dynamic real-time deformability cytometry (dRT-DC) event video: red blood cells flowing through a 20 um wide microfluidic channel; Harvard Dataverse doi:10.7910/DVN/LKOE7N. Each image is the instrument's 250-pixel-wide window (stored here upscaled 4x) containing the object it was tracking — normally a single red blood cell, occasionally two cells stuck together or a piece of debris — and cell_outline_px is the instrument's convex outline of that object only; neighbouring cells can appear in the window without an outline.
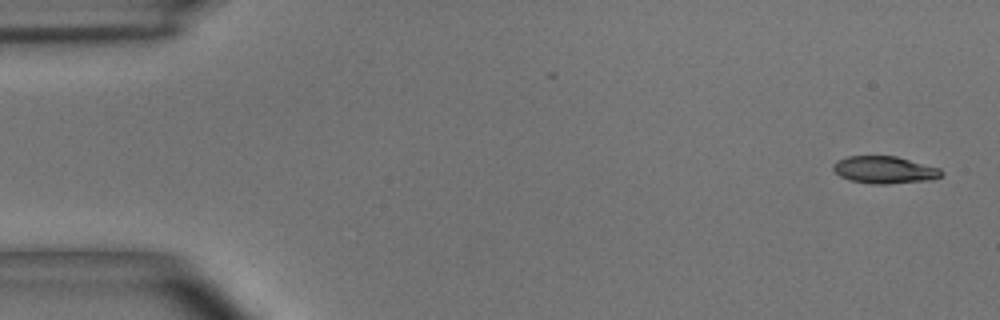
{"species": "common noctule bat (a hibernating species)", "species_latin": "Nyctalus noctula", "temperature_condition": "room temperature", "stored_images_in_passage": 53, "camera_frame_rate_fps": 3000, "um_per_image_px": 0.085, "animal": {"sex": "male", "body_mass_g": 15.6}, "frame": {"image": 1, "passage_image": 1, "time_ms": 0.0, "image_size_px": [1000, 320], "cell_outline_px": [[944, 172], [940, 176], [932, 180], [888, 184], [872, 184], [852, 180], [840, 176], [832, 168], [832, 164], [836, 160], [848, 156], [896, 156], [940, 168]], "centroid_in_image_um": [75.19, 14.43], "position_along_channel_um": 9.8, "area_um2": 17.22}}
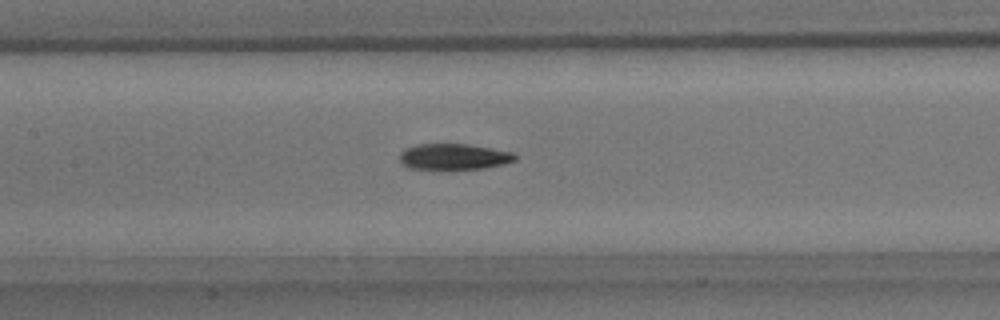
{"frame": {"image": 2, "passage_image": 24, "time_ms": 7.667, "image_size_px": [1000, 320], "cell_outline_px": [[516, 160], [504, 164], [484, 168], [440, 172], [408, 168], [400, 164], [400, 152], [404, 148], [416, 144], [468, 144], [512, 152], [516, 156]], "centroid_in_image_um": [38.49, 13.37], "position_along_channel_um": 168.9, "area_um2": 18.38}}
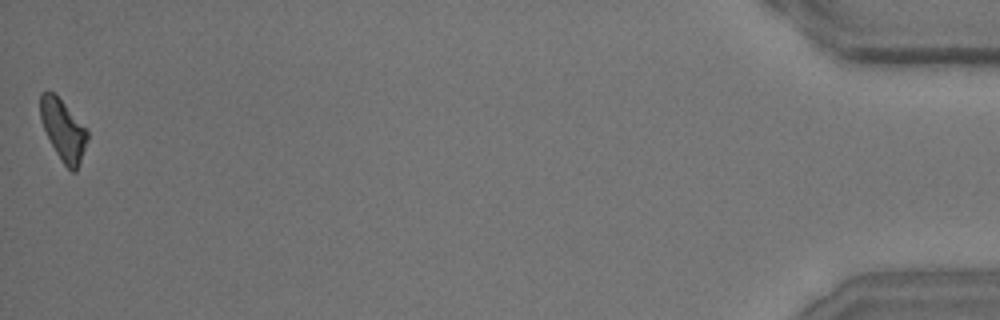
{"frame": {"image": 3, "passage_image": 53, "time_ms": 17.333, "image_size_px": [1000, 320], "cell_outline_px": [[88, 140], [76, 172], [72, 172], [64, 164], [56, 152], [44, 128], [40, 116], [40, 92], [48, 88], [64, 104], [88, 132]], "centroid_in_image_um": [5.35, 11.04], "position_along_channel_um": 429.8, "area_um2": 16.24}, "authors_computed_cell_mechanics": {"area_um2": 17.629, "velocity_mm_per_s": 3.6683, "shape_relaxation_time_tau1_ms": 2.7485, "shape_relaxation_time_tau2_ms": 7.1548, "deformation_change_tau1": 0.1178, "deformation_change_tau2": 0.1603}}